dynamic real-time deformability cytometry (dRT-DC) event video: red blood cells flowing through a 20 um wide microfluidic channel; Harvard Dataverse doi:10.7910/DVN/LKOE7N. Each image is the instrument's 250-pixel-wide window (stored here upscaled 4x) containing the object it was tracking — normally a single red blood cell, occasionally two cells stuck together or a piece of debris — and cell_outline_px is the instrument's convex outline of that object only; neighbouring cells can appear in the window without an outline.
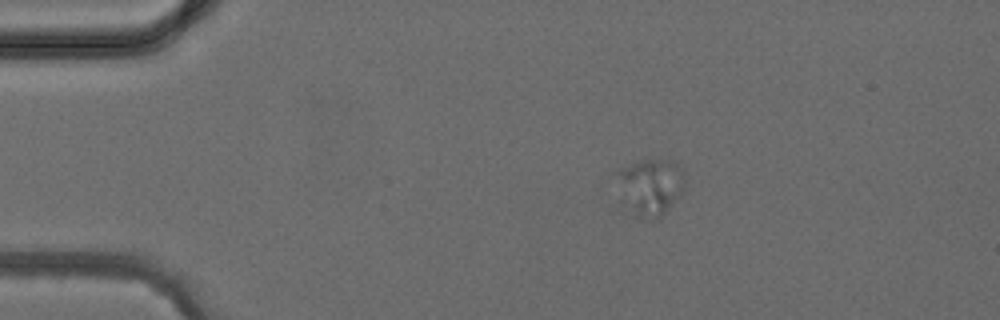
{"species": "common noctule bat (a hibernating species)", "species_latin": "Nyctalus noctula", "temperature_condition": "cold", "stored_images_in_passage": 4, "camera_frame_rate_fps": 3000, "um_per_image_px": 0.085, "animal": {"sex": "female", "body_mass_g": 24.6, "forearm_length_mm": 56.2}, "frame": {"image": 1, "passage_image": 2, "time_ms": 1.333, "image_size_px": [1000, 320], "cell_outline_px": [[684, 188], [680, 196], [656, 220], [652, 220], [640, 216], [628, 204], [608, 172], [616, 168], [644, 160], [680, 160], [684, 172]], "centroid_in_image_um": [55.27, 15.77], "position_along_channel_um": 29.7, "area_um2": 22.83}}